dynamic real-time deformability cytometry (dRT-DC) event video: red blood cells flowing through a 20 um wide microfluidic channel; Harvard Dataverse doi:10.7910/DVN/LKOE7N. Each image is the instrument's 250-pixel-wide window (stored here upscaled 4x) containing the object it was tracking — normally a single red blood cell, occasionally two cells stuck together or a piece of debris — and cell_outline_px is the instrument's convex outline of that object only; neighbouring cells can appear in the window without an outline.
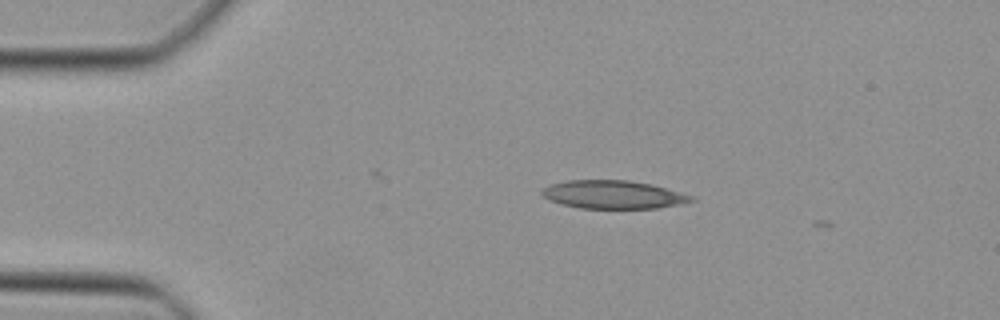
{"species": "Egyptian fruit bat (a non-hibernating species)", "species_latin": "Rousettus aegyptiacus", "temperature_condition": "cold", "stored_images_in_passage": 4, "camera_frame_rate_fps": 3000, "um_per_image_px": 0.085, "animal": {"sex": "female"}, "frame": {"image": 1, "passage_image": 1, "time_ms": 0.0, "image_size_px": [1000, 320], "cell_outline_px": [[696, 200], [680, 204], [656, 208], [580, 208], [548, 200], [540, 192], [544, 188], [552, 184], [568, 180], [628, 180], [652, 184], [696, 196]], "centroid_in_image_um": [52.18, 16.53], "position_along_channel_um": 32.8, "area_um2": 24.51}}